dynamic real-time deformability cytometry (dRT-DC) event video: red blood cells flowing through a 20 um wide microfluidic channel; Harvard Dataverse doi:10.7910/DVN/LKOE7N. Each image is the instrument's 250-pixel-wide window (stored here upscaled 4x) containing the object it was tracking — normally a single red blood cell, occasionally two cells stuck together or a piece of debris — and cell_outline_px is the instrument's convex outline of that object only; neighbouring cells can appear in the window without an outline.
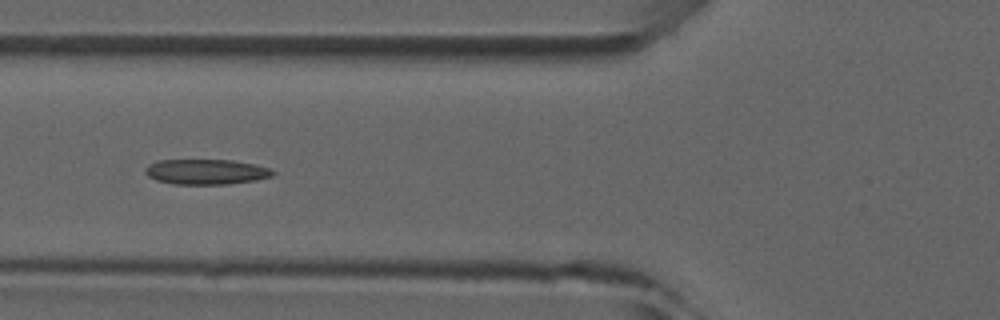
{"species": "common noctule bat (a hibernating species)", "species_latin": "Nyctalus noctula", "temperature_condition": "room temperature", "stored_images_in_passage": 3, "camera_frame_rate_fps": 3000, "um_per_image_px": 0.085, "animal": {"sex": "male", "forearm_length_mm": 52.5}, "frame": {"image": 1, "passage_image": 3, "time_ms": 2.333, "image_size_px": [1000, 320], "cell_outline_px": [[276, 172], [272, 176], [256, 180], [228, 184], [172, 184], [156, 180], [148, 176], [144, 172], [144, 168], [148, 164], [156, 160], [232, 160], [256, 164], [268, 168]], "centroid_in_image_um": [17.49, 14.6], "position_along_channel_um": 108.3, "area_um2": 18.9}}